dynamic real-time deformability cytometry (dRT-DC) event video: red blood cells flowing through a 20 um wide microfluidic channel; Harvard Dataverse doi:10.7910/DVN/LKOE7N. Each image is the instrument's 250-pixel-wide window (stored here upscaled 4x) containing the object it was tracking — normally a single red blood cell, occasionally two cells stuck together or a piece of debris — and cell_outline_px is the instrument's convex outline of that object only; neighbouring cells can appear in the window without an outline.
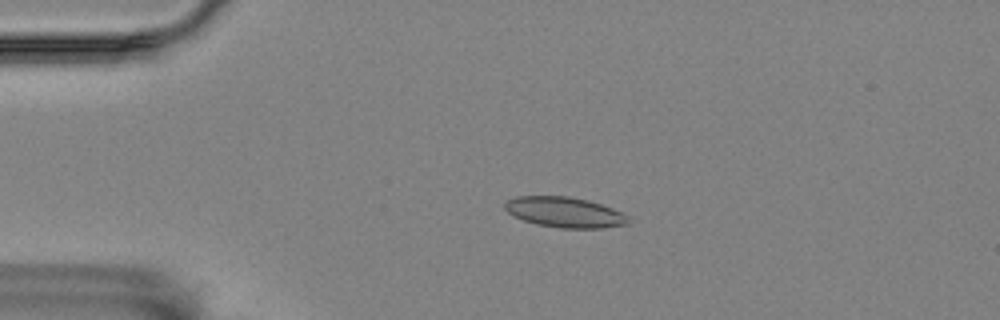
{"species": "Egyptian fruit bat (a non-hibernating species)", "species_latin": "Rousettus aegyptiacus", "temperature_condition": "room temperature", "stored_images_in_passage": 48, "camera_frame_rate_fps": 3000, "um_per_image_px": 0.085, "animal": {"sex": "female"}, "frame": {"image": 1, "passage_image": 3, "time_ms": 0.667, "image_size_px": [1000, 320], "cell_outline_px": [[628, 224], [604, 228], [560, 228], [536, 224], [524, 220], [508, 212], [504, 208], [504, 204], [508, 200], [516, 196], [568, 196], [588, 200], [612, 208], [628, 216]], "centroid_in_image_um": [48.0, 18.04], "position_along_channel_um": 37.0, "area_um2": 21.73}}
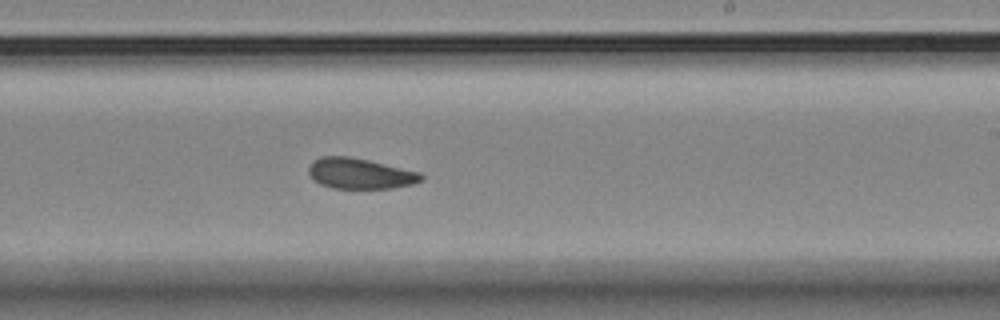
{"frame": {"image": 2, "passage_image": 25, "time_ms": 8.0, "image_size_px": [1000, 320], "cell_outline_px": [[424, 180], [412, 184], [392, 188], [332, 188], [320, 184], [308, 172], [308, 168], [312, 160], [320, 156], [348, 156], [368, 160], [420, 172], [424, 176]], "centroid_in_image_um": [30.61, 14.74], "position_along_channel_um": 258.4, "area_um2": 20.06}}
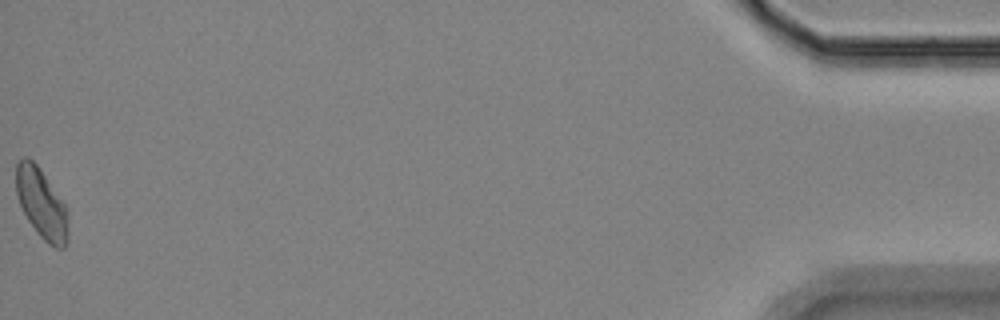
{"frame": {"image": 3, "passage_image": 48, "time_ms": 15.667, "image_size_px": [1000, 320], "cell_outline_px": [[68, 244], [64, 248], [56, 248], [48, 244], [36, 232], [28, 220], [20, 204], [16, 192], [16, 164], [24, 156], [28, 156], [36, 164], [68, 208]], "centroid_in_image_um": [3.55, 17.34], "position_along_channel_um": 431.6, "area_um2": 21.33}, "authors_computed_cell_mechanics": {"area_um2": 20.7502, "velocity_mm_per_s": 3.4875, "shape_relaxation_time_tau1_ms": 5.498, "shape_relaxation_time_tau2_ms": 3.3775, "deformation_change_tau1": 0.1024, "deformation_change_tau2": 0.0783}}